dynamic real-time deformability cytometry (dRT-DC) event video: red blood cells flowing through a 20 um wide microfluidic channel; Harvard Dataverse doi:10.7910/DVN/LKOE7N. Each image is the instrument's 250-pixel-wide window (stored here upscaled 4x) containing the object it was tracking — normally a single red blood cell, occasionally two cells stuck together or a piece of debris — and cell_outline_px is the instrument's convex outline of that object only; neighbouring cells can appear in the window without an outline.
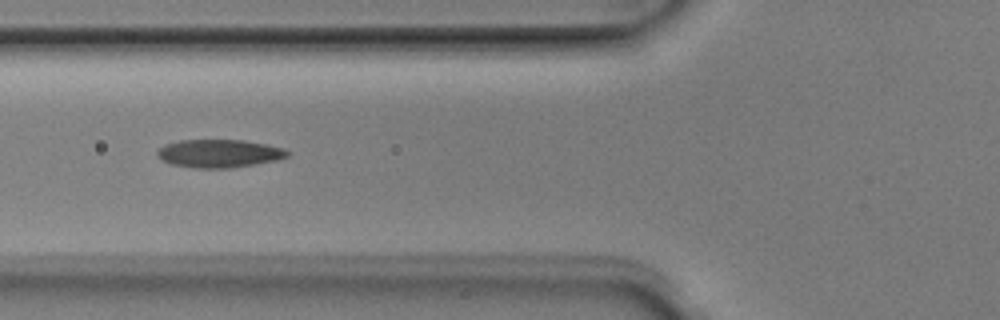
{"species": "Egyptian fruit bat (a non-hibernating species)", "species_latin": "Rousettus aegyptiacus", "temperature_condition": "room temperature", "stored_images_in_passage": 7, "camera_frame_rate_fps": 3000, "um_per_image_px": 0.085, "animal": {"sex": "male"}, "frame": {"image": 1, "passage_image": 6, "time_ms": 1.667, "image_size_px": [1000, 320], "cell_outline_px": [[292, 152], [288, 156], [280, 160], [232, 168], [196, 168], [172, 164], [160, 160], [156, 156], [156, 152], [164, 144], [180, 140], [244, 140], [268, 144], [284, 148]], "centroid_in_image_um": [18.66, 13.04], "position_along_channel_um": 107.1, "area_um2": 21.68}}
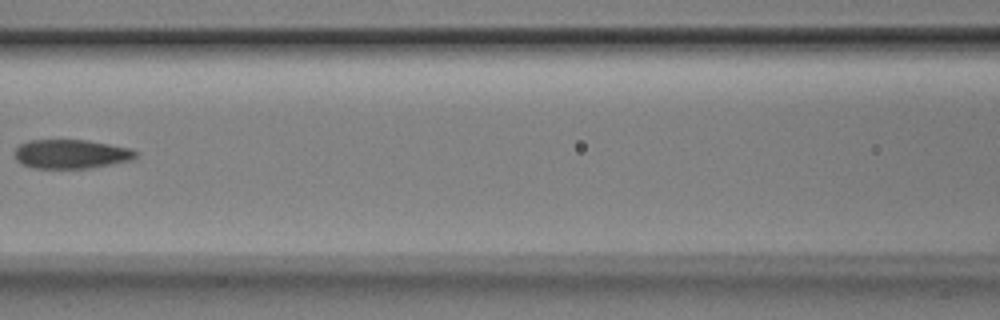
{"frame": {"image": 2, "passage_image": 7, "time_ms": 2.0, "image_size_px": [1000, 320], "cell_outline_px": [[140, 156], [132, 160], [112, 164], [88, 168], [32, 168], [20, 164], [16, 160], [12, 152], [20, 144], [28, 140], [88, 140], [132, 148]], "centroid_in_image_um": [6.03, 13.09], "position_along_channel_um": 160.6, "area_um2": 20.87}}